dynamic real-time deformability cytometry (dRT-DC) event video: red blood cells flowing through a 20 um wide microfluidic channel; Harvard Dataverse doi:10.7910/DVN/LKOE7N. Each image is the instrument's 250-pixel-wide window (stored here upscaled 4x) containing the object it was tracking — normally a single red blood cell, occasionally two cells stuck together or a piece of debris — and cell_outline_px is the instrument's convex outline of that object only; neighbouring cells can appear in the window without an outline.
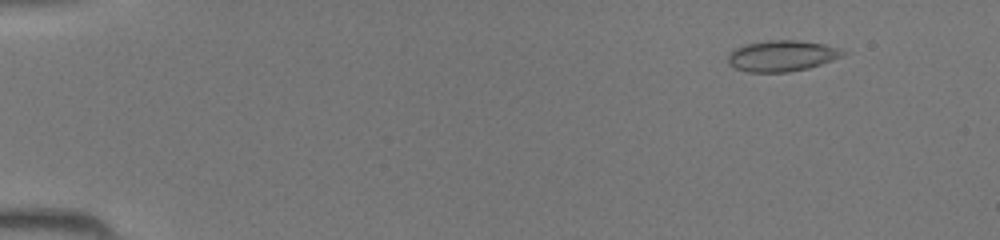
{"species": "common noctule bat (a hibernating species)", "species_latin": "Nyctalus noctula", "temperature_condition": "room temperature", "stored_images_in_passage": 45, "camera_frame_rate_fps": 3000, "um_per_image_px": 0.085, "animal": {"sex": "female", "body_mass_g": 19.5, "forearm_length_mm": 54.1}, "frame": {"image": 1, "passage_image": 5, "time_ms": 1.333, "image_size_px": [1000, 240], "cell_outline_px": [[848, 52], [844, 56], [808, 68], [788, 72], [748, 72], [736, 68], [728, 64], [728, 52], [744, 44], [768, 40], [796, 40], [824, 44], [840, 48]], "centroid_in_image_um": [66.46, 4.74], "position_along_channel_um": 18.5, "area_um2": 20.87}}
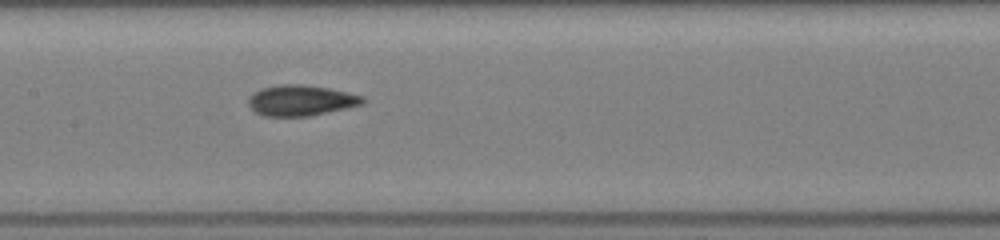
{"frame": {"image": 2, "passage_image": 23, "time_ms": 7.333, "image_size_px": [1000, 240], "cell_outline_px": [[368, 100], [364, 104], [308, 116], [264, 116], [256, 112], [248, 104], [248, 96], [252, 92], [260, 88], [280, 84], [304, 84], [328, 88], [348, 92], [364, 96]], "centroid_in_image_um": [25.58, 8.52], "position_along_channel_um": 181.8, "area_um2": 20.63}}
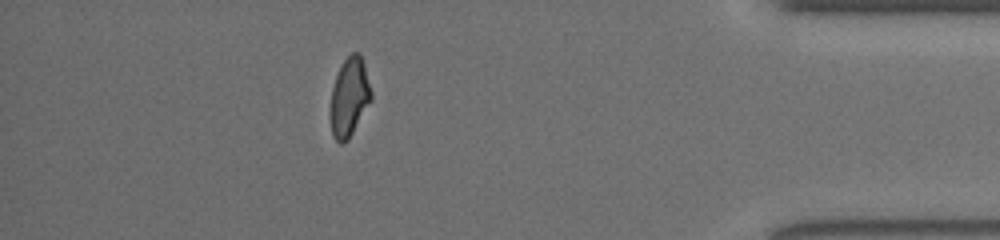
{"frame": {"image": 3, "passage_image": 40, "time_ms": 13.0, "image_size_px": [1000, 240], "cell_outline_px": [[372, 100], [348, 140], [344, 144], [340, 144], [332, 136], [332, 88], [336, 76], [344, 60], [352, 52], [360, 52], [364, 64], [372, 92]], "centroid_in_image_um": [29.73, 8.25], "position_along_channel_um": 405.5, "area_um2": 18.44}}